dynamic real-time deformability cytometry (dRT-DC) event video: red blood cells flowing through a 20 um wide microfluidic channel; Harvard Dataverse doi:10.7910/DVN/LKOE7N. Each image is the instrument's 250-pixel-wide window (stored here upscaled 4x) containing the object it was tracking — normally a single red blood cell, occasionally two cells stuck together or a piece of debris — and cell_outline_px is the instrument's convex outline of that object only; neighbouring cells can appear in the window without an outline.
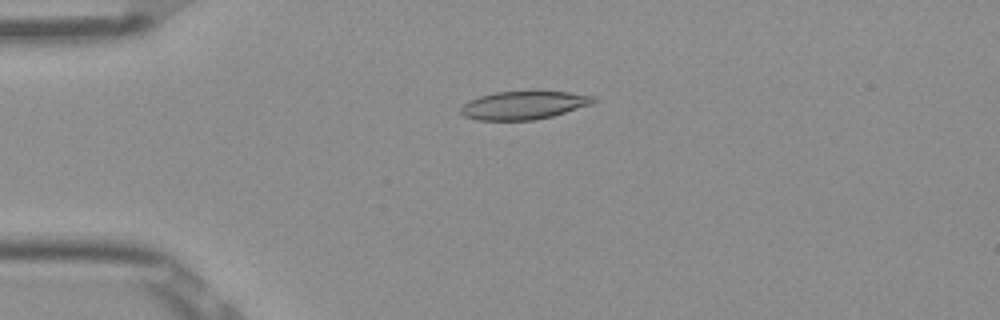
{"species": "Egyptian fruit bat (a non-hibernating species)", "species_latin": "Rousettus aegyptiacus", "temperature_condition": "room temperature", "stored_images_in_passage": 50, "camera_frame_rate_fps": 3000, "um_per_image_px": 0.085, "frame": {"image": 1, "passage_image": 11, "time_ms": 3.333, "image_size_px": [1000, 320], "cell_outline_px": [[596, 100], [592, 104], [552, 116], [536, 120], [476, 120], [464, 116], [460, 112], [460, 108], [468, 100], [480, 96], [496, 92], [532, 88], [568, 92], [596, 96]], "centroid_in_image_um": [44.54, 8.9], "position_along_channel_um": 40.5, "area_um2": 22.72}}
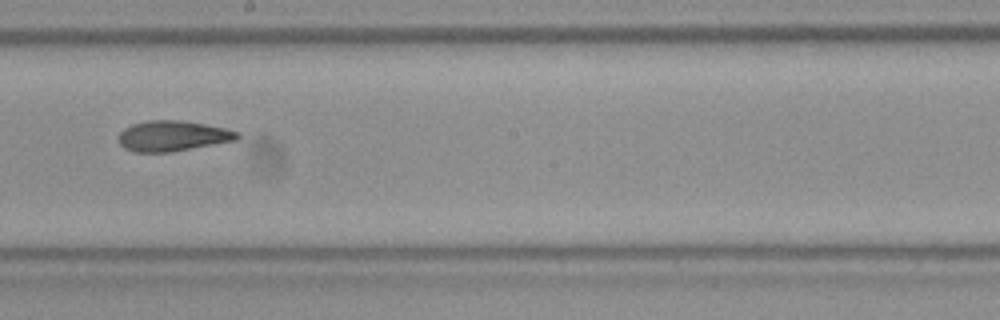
{"frame": {"image": 2, "passage_image": 28, "time_ms": 9.0, "image_size_px": [1000, 320], "cell_outline_px": [[240, 136], [236, 140], [172, 152], [132, 152], [124, 148], [120, 144], [120, 132], [124, 128], [132, 124], [148, 120], [180, 120], [204, 124], [224, 128], [240, 132]], "centroid_in_image_um": [14.67, 11.56], "position_along_channel_um": 233.5, "area_um2": 21.04}}
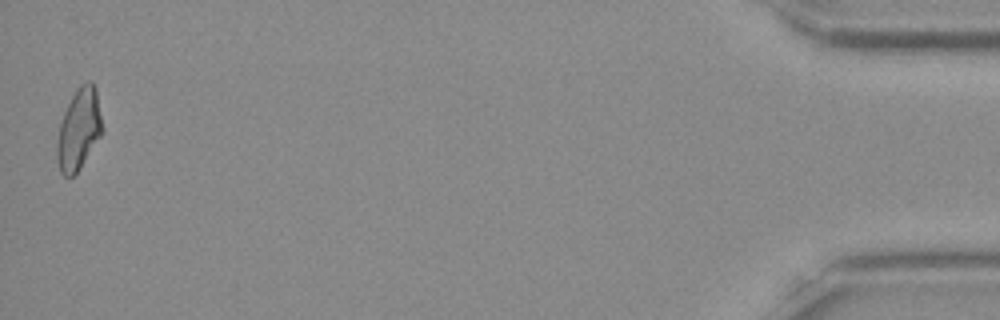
{"frame": {"image": 3, "passage_image": 50, "time_ms": 16.333, "image_size_px": [1000, 320], "cell_outline_px": [[104, 132], [80, 168], [72, 176], [64, 176], [60, 172], [56, 160], [56, 144], [60, 124], [64, 112], [76, 88], [80, 84], [88, 80], [92, 80], [96, 88]], "centroid_in_image_um": [6.71, 10.98], "position_along_channel_um": 428.5, "area_um2": 21.68}, "authors_computed_cell_mechanics": {"area_um2": 21.2704, "velocity_mm_per_s": 3.9094, "shape_relaxation_time_tau1_ms": null, "shape_relaxation_time_tau2_ms": 3.1399, "deformation_change_tau1": null, "deformation_change_tau2": 0.1177}}